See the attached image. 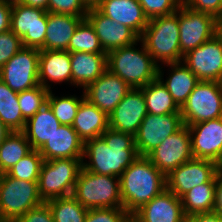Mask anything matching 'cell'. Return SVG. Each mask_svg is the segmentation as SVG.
Listing matches in <instances>:
<instances>
[{"mask_svg":"<svg viewBox=\"0 0 222 222\" xmlns=\"http://www.w3.org/2000/svg\"><path fill=\"white\" fill-rule=\"evenodd\" d=\"M132 88L119 76L106 70L84 90L85 98L108 116Z\"/></svg>","mask_w":222,"mask_h":222,"instance_id":"obj_17","label":"cell"},{"mask_svg":"<svg viewBox=\"0 0 222 222\" xmlns=\"http://www.w3.org/2000/svg\"><path fill=\"white\" fill-rule=\"evenodd\" d=\"M44 159L38 150L32 149L7 174L18 180L38 182Z\"/></svg>","mask_w":222,"mask_h":222,"instance_id":"obj_36","label":"cell"},{"mask_svg":"<svg viewBox=\"0 0 222 222\" xmlns=\"http://www.w3.org/2000/svg\"><path fill=\"white\" fill-rule=\"evenodd\" d=\"M72 196L86 209L123 208L120 180L81 168Z\"/></svg>","mask_w":222,"mask_h":222,"instance_id":"obj_5","label":"cell"},{"mask_svg":"<svg viewBox=\"0 0 222 222\" xmlns=\"http://www.w3.org/2000/svg\"><path fill=\"white\" fill-rule=\"evenodd\" d=\"M132 216L124 208L89 209L85 222H130Z\"/></svg>","mask_w":222,"mask_h":222,"instance_id":"obj_39","label":"cell"},{"mask_svg":"<svg viewBox=\"0 0 222 222\" xmlns=\"http://www.w3.org/2000/svg\"><path fill=\"white\" fill-rule=\"evenodd\" d=\"M42 203L38 182L18 180L3 173L0 181V222H15Z\"/></svg>","mask_w":222,"mask_h":222,"instance_id":"obj_7","label":"cell"},{"mask_svg":"<svg viewBox=\"0 0 222 222\" xmlns=\"http://www.w3.org/2000/svg\"><path fill=\"white\" fill-rule=\"evenodd\" d=\"M32 150L22 131L11 132L0 144V172L7 173Z\"/></svg>","mask_w":222,"mask_h":222,"instance_id":"obj_31","label":"cell"},{"mask_svg":"<svg viewBox=\"0 0 222 222\" xmlns=\"http://www.w3.org/2000/svg\"><path fill=\"white\" fill-rule=\"evenodd\" d=\"M23 47L22 39L13 31L0 33V69Z\"/></svg>","mask_w":222,"mask_h":222,"instance_id":"obj_41","label":"cell"},{"mask_svg":"<svg viewBox=\"0 0 222 222\" xmlns=\"http://www.w3.org/2000/svg\"><path fill=\"white\" fill-rule=\"evenodd\" d=\"M15 222H54V219L49 205L43 202L39 206L27 211Z\"/></svg>","mask_w":222,"mask_h":222,"instance_id":"obj_43","label":"cell"},{"mask_svg":"<svg viewBox=\"0 0 222 222\" xmlns=\"http://www.w3.org/2000/svg\"><path fill=\"white\" fill-rule=\"evenodd\" d=\"M213 212L222 217V169L217 173V182L215 185V203Z\"/></svg>","mask_w":222,"mask_h":222,"instance_id":"obj_46","label":"cell"},{"mask_svg":"<svg viewBox=\"0 0 222 222\" xmlns=\"http://www.w3.org/2000/svg\"><path fill=\"white\" fill-rule=\"evenodd\" d=\"M2 175H3V173H2V172H0V181H1V177H2Z\"/></svg>","mask_w":222,"mask_h":222,"instance_id":"obj_52","label":"cell"},{"mask_svg":"<svg viewBox=\"0 0 222 222\" xmlns=\"http://www.w3.org/2000/svg\"><path fill=\"white\" fill-rule=\"evenodd\" d=\"M11 133V131L0 120V144Z\"/></svg>","mask_w":222,"mask_h":222,"instance_id":"obj_48","label":"cell"},{"mask_svg":"<svg viewBox=\"0 0 222 222\" xmlns=\"http://www.w3.org/2000/svg\"><path fill=\"white\" fill-rule=\"evenodd\" d=\"M82 159L44 160L38 179V192L43 202L73 194Z\"/></svg>","mask_w":222,"mask_h":222,"instance_id":"obj_6","label":"cell"},{"mask_svg":"<svg viewBox=\"0 0 222 222\" xmlns=\"http://www.w3.org/2000/svg\"><path fill=\"white\" fill-rule=\"evenodd\" d=\"M49 90L45 87L35 86L31 89L18 93V102L22 116L28 120L34 116L44 105L47 104Z\"/></svg>","mask_w":222,"mask_h":222,"instance_id":"obj_37","label":"cell"},{"mask_svg":"<svg viewBox=\"0 0 222 222\" xmlns=\"http://www.w3.org/2000/svg\"><path fill=\"white\" fill-rule=\"evenodd\" d=\"M119 180L123 208L131 216L167 189L166 176L147 156H138Z\"/></svg>","mask_w":222,"mask_h":222,"instance_id":"obj_2","label":"cell"},{"mask_svg":"<svg viewBox=\"0 0 222 222\" xmlns=\"http://www.w3.org/2000/svg\"><path fill=\"white\" fill-rule=\"evenodd\" d=\"M86 17L47 12V30L40 50L68 51V45L79 23Z\"/></svg>","mask_w":222,"mask_h":222,"instance_id":"obj_26","label":"cell"},{"mask_svg":"<svg viewBox=\"0 0 222 222\" xmlns=\"http://www.w3.org/2000/svg\"><path fill=\"white\" fill-rule=\"evenodd\" d=\"M183 125L181 113L164 115L148 113L135 135V145L139 156H147L162 141L178 131Z\"/></svg>","mask_w":222,"mask_h":222,"instance_id":"obj_13","label":"cell"},{"mask_svg":"<svg viewBox=\"0 0 222 222\" xmlns=\"http://www.w3.org/2000/svg\"><path fill=\"white\" fill-rule=\"evenodd\" d=\"M147 157L165 176L178 166L192 160L190 130L183 125L178 131L168 136Z\"/></svg>","mask_w":222,"mask_h":222,"instance_id":"obj_12","label":"cell"},{"mask_svg":"<svg viewBox=\"0 0 222 222\" xmlns=\"http://www.w3.org/2000/svg\"><path fill=\"white\" fill-rule=\"evenodd\" d=\"M10 30L22 39L23 47L40 50L47 30V11L21 3L13 4Z\"/></svg>","mask_w":222,"mask_h":222,"instance_id":"obj_11","label":"cell"},{"mask_svg":"<svg viewBox=\"0 0 222 222\" xmlns=\"http://www.w3.org/2000/svg\"><path fill=\"white\" fill-rule=\"evenodd\" d=\"M181 198L168 189L155 196L132 215L134 222H184Z\"/></svg>","mask_w":222,"mask_h":222,"instance_id":"obj_20","label":"cell"},{"mask_svg":"<svg viewBox=\"0 0 222 222\" xmlns=\"http://www.w3.org/2000/svg\"><path fill=\"white\" fill-rule=\"evenodd\" d=\"M39 53V49L22 47L2 66L0 79L17 93L38 86Z\"/></svg>","mask_w":222,"mask_h":222,"instance_id":"obj_9","label":"cell"},{"mask_svg":"<svg viewBox=\"0 0 222 222\" xmlns=\"http://www.w3.org/2000/svg\"><path fill=\"white\" fill-rule=\"evenodd\" d=\"M46 203L50 207L54 222H85L88 209L72 195L48 200Z\"/></svg>","mask_w":222,"mask_h":222,"instance_id":"obj_33","label":"cell"},{"mask_svg":"<svg viewBox=\"0 0 222 222\" xmlns=\"http://www.w3.org/2000/svg\"><path fill=\"white\" fill-rule=\"evenodd\" d=\"M147 114L142 90L132 88L108 116L109 128L135 136Z\"/></svg>","mask_w":222,"mask_h":222,"instance_id":"obj_18","label":"cell"},{"mask_svg":"<svg viewBox=\"0 0 222 222\" xmlns=\"http://www.w3.org/2000/svg\"><path fill=\"white\" fill-rule=\"evenodd\" d=\"M185 64L199 81L222 82V38L216 34L183 56Z\"/></svg>","mask_w":222,"mask_h":222,"instance_id":"obj_14","label":"cell"},{"mask_svg":"<svg viewBox=\"0 0 222 222\" xmlns=\"http://www.w3.org/2000/svg\"><path fill=\"white\" fill-rule=\"evenodd\" d=\"M187 126L222 117V82L200 81L180 108Z\"/></svg>","mask_w":222,"mask_h":222,"instance_id":"obj_8","label":"cell"},{"mask_svg":"<svg viewBox=\"0 0 222 222\" xmlns=\"http://www.w3.org/2000/svg\"><path fill=\"white\" fill-rule=\"evenodd\" d=\"M165 66L169 69L171 68L170 70L167 69L168 76H166V80L163 76L166 71L164 70ZM157 78L166 87L180 108L186 102L195 86L200 82L197 76L182 62L159 65Z\"/></svg>","mask_w":222,"mask_h":222,"instance_id":"obj_24","label":"cell"},{"mask_svg":"<svg viewBox=\"0 0 222 222\" xmlns=\"http://www.w3.org/2000/svg\"><path fill=\"white\" fill-rule=\"evenodd\" d=\"M158 67L140 39L107 53V70L119 76L131 88L140 89L156 80Z\"/></svg>","mask_w":222,"mask_h":222,"instance_id":"obj_3","label":"cell"},{"mask_svg":"<svg viewBox=\"0 0 222 222\" xmlns=\"http://www.w3.org/2000/svg\"><path fill=\"white\" fill-rule=\"evenodd\" d=\"M86 19L93 26L105 53L129 46L139 40V36L128 26L113 21L97 8H90Z\"/></svg>","mask_w":222,"mask_h":222,"instance_id":"obj_19","label":"cell"},{"mask_svg":"<svg viewBox=\"0 0 222 222\" xmlns=\"http://www.w3.org/2000/svg\"><path fill=\"white\" fill-rule=\"evenodd\" d=\"M184 222H222V217L214 212L198 213L186 216Z\"/></svg>","mask_w":222,"mask_h":222,"instance_id":"obj_45","label":"cell"},{"mask_svg":"<svg viewBox=\"0 0 222 222\" xmlns=\"http://www.w3.org/2000/svg\"><path fill=\"white\" fill-rule=\"evenodd\" d=\"M96 8L113 21L128 26L139 37L148 25L149 19L138 0H102Z\"/></svg>","mask_w":222,"mask_h":222,"instance_id":"obj_23","label":"cell"},{"mask_svg":"<svg viewBox=\"0 0 222 222\" xmlns=\"http://www.w3.org/2000/svg\"><path fill=\"white\" fill-rule=\"evenodd\" d=\"M180 50L183 55L218 33V19L181 4L179 8Z\"/></svg>","mask_w":222,"mask_h":222,"instance_id":"obj_10","label":"cell"},{"mask_svg":"<svg viewBox=\"0 0 222 222\" xmlns=\"http://www.w3.org/2000/svg\"><path fill=\"white\" fill-rule=\"evenodd\" d=\"M138 2L149 20L173 14L182 4V0H138Z\"/></svg>","mask_w":222,"mask_h":222,"instance_id":"obj_38","label":"cell"},{"mask_svg":"<svg viewBox=\"0 0 222 222\" xmlns=\"http://www.w3.org/2000/svg\"><path fill=\"white\" fill-rule=\"evenodd\" d=\"M61 126L50 106L44 105L34 116L26 120L23 133L31 148L39 150Z\"/></svg>","mask_w":222,"mask_h":222,"instance_id":"obj_28","label":"cell"},{"mask_svg":"<svg viewBox=\"0 0 222 222\" xmlns=\"http://www.w3.org/2000/svg\"><path fill=\"white\" fill-rule=\"evenodd\" d=\"M56 83L71 85L72 69L69 51L40 50L39 84L51 91Z\"/></svg>","mask_w":222,"mask_h":222,"instance_id":"obj_21","label":"cell"},{"mask_svg":"<svg viewBox=\"0 0 222 222\" xmlns=\"http://www.w3.org/2000/svg\"><path fill=\"white\" fill-rule=\"evenodd\" d=\"M72 86L83 90L107 70V54L70 53Z\"/></svg>","mask_w":222,"mask_h":222,"instance_id":"obj_25","label":"cell"},{"mask_svg":"<svg viewBox=\"0 0 222 222\" xmlns=\"http://www.w3.org/2000/svg\"><path fill=\"white\" fill-rule=\"evenodd\" d=\"M188 8L222 18V0H182Z\"/></svg>","mask_w":222,"mask_h":222,"instance_id":"obj_42","label":"cell"},{"mask_svg":"<svg viewBox=\"0 0 222 222\" xmlns=\"http://www.w3.org/2000/svg\"><path fill=\"white\" fill-rule=\"evenodd\" d=\"M140 89L143 92L149 114L164 115L180 113V107L158 78Z\"/></svg>","mask_w":222,"mask_h":222,"instance_id":"obj_30","label":"cell"},{"mask_svg":"<svg viewBox=\"0 0 222 222\" xmlns=\"http://www.w3.org/2000/svg\"><path fill=\"white\" fill-rule=\"evenodd\" d=\"M81 1L88 9H90V8H96L102 0H81Z\"/></svg>","mask_w":222,"mask_h":222,"instance_id":"obj_49","label":"cell"},{"mask_svg":"<svg viewBox=\"0 0 222 222\" xmlns=\"http://www.w3.org/2000/svg\"><path fill=\"white\" fill-rule=\"evenodd\" d=\"M138 156L134 135L108 128L100 137L84 142L82 168L119 178Z\"/></svg>","mask_w":222,"mask_h":222,"instance_id":"obj_1","label":"cell"},{"mask_svg":"<svg viewBox=\"0 0 222 222\" xmlns=\"http://www.w3.org/2000/svg\"><path fill=\"white\" fill-rule=\"evenodd\" d=\"M38 151L44 160L83 159L84 141L72 125H61Z\"/></svg>","mask_w":222,"mask_h":222,"instance_id":"obj_22","label":"cell"},{"mask_svg":"<svg viewBox=\"0 0 222 222\" xmlns=\"http://www.w3.org/2000/svg\"><path fill=\"white\" fill-rule=\"evenodd\" d=\"M0 1H2V2H4V3L11 4V5L17 4V3L20 2V0H0Z\"/></svg>","mask_w":222,"mask_h":222,"instance_id":"obj_51","label":"cell"},{"mask_svg":"<svg viewBox=\"0 0 222 222\" xmlns=\"http://www.w3.org/2000/svg\"><path fill=\"white\" fill-rule=\"evenodd\" d=\"M88 10L81 0H49L47 12L86 17Z\"/></svg>","mask_w":222,"mask_h":222,"instance_id":"obj_40","label":"cell"},{"mask_svg":"<svg viewBox=\"0 0 222 222\" xmlns=\"http://www.w3.org/2000/svg\"><path fill=\"white\" fill-rule=\"evenodd\" d=\"M0 120L11 131H23L26 119L22 116L18 93L0 79Z\"/></svg>","mask_w":222,"mask_h":222,"instance_id":"obj_32","label":"cell"},{"mask_svg":"<svg viewBox=\"0 0 222 222\" xmlns=\"http://www.w3.org/2000/svg\"><path fill=\"white\" fill-rule=\"evenodd\" d=\"M68 51L107 54L100 45L93 26L85 18L77 26L68 45Z\"/></svg>","mask_w":222,"mask_h":222,"instance_id":"obj_35","label":"cell"},{"mask_svg":"<svg viewBox=\"0 0 222 222\" xmlns=\"http://www.w3.org/2000/svg\"><path fill=\"white\" fill-rule=\"evenodd\" d=\"M72 127L85 142L100 137L109 128V117L85 98L80 103Z\"/></svg>","mask_w":222,"mask_h":222,"instance_id":"obj_27","label":"cell"},{"mask_svg":"<svg viewBox=\"0 0 222 222\" xmlns=\"http://www.w3.org/2000/svg\"><path fill=\"white\" fill-rule=\"evenodd\" d=\"M217 174L207 183L198 185L181 197L185 216L213 212Z\"/></svg>","mask_w":222,"mask_h":222,"instance_id":"obj_29","label":"cell"},{"mask_svg":"<svg viewBox=\"0 0 222 222\" xmlns=\"http://www.w3.org/2000/svg\"><path fill=\"white\" fill-rule=\"evenodd\" d=\"M191 150L195 159L222 163V117L188 126Z\"/></svg>","mask_w":222,"mask_h":222,"instance_id":"obj_16","label":"cell"},{"mask_svg":"<svg viewBox=\"0 0 222 222\" xmlns=\"http://www.w3.org/2000/svg\"><path fill=\"white\" fill-rule=\"evenodd\" d=\"M48 1L49 0H20L19 3L48 11Z\"/></svg>","mask_w":222,"mask_h":222,"instance_id":"obj_47","label":"cell"},{"mask_svg":"<svg viewBox=\"0 0 222 222\" xmlns=\"http://www.w3.org/2000/svg\"><path fill=\"white\" fill-rule=\"evenodd\" d=\"M220 166L207 159H195L183 163L166 176L167 189L181 198L192 188L209 182Z\"/></svg>","mask_w":222,"mask_h":222,"instance_id":"obj_15","label":"cell"},{"mask_svg":"<svg viewBox=\"0 0 222 222\" xmlns=\"http://www.w3.org/2000/svg\"><path fill=\"white\" fill-rule=\"evenodd\" d=\"M12 5L0 1V33L10 30Z\"/></svg>","mask_w":222,"mask_h":222,"instance_id":"obj_44","label":"cell"},{"mask_svg":"<svg viewBox=\"0 0 222 222\" xmlns=\"http://www.w3.org/2000/svg\"><path fill=\"white\" fill-rule=\"evenodd\" d=\"M217 34L222 38V18L218 19V33Z\"/></svg>","mask_w":222,"mask_h":222,"instance_id":"obj_50","label":"cell"},{"mask_svg":"<svg viewBox=\"0 0 222 222\" xmlns=\"http://www.w3.org/2000/svg\"><path fill=\"white\" fill-rule=\"evenodd\" d=\"M179 9L170 15L148 21L139 39L158 64L179 63L183 60L180 50Z\"/></svg>","mask_w":222,"mask_h":222,"instance_id":"obj_4","label":"cell"},{"mask_svg":"<svg viewBox=\"0 0 222 222\" xmlns=\"http://www.w3.org/2000/svg\"><path fill=\"white\" fill-rule=\"evenodd\" d=\"M81 94L80 97L75 94L56 96L52 90L49 91L47 104L61 125L73 124L80 103L85 99L83 90Z\"/></svg>","mask_w":222,"mask_h":222,"instance_id":"obj_34","label":"cell"}]
</instances>
